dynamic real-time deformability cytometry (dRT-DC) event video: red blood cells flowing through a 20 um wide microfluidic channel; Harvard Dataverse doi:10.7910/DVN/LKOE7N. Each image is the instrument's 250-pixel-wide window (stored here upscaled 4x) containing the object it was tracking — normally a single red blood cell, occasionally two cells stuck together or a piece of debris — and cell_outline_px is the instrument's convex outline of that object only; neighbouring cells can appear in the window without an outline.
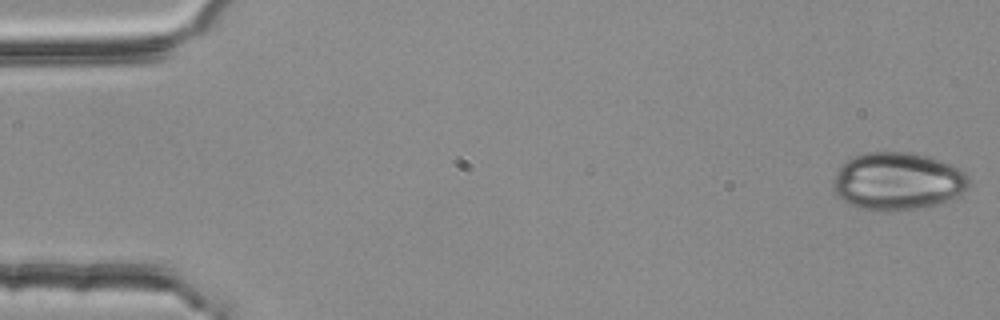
{"species": "common noctule bat (a hibernating species)", "species_latin": "Nyctalus noctula", "temperature_condition": "room temperature", "stored_images_in_passage": 4, "segment_of_instrument_passage": [1, 2], "camera_frame_rate_fps": 3000, "um_per_image_px": 0.085, "animal": {"sex": "female", "body_mass_g": 25.1}, "frame": {"image": 1, "passage_image": 1, "time_ms": 0.0, "image_size_px": [1000, 320], "cell_outline_px": [[968, 184], [964, 192], [960, 196], [936, 204], [916, 208], [884, 212], [876, 212], [856, 208], [848, 204], [836, 196], [832, 188], [832, 180], [840, 164], [844, 160], [852, 156], [864, 152], [908, 152], [928, 156], [952, 164], [960, 168], [968, 176]], "centroid_in_image_um": [76.23, 15.41], "position_along_channel_um": 8.8, "area_um2": 46.47}}